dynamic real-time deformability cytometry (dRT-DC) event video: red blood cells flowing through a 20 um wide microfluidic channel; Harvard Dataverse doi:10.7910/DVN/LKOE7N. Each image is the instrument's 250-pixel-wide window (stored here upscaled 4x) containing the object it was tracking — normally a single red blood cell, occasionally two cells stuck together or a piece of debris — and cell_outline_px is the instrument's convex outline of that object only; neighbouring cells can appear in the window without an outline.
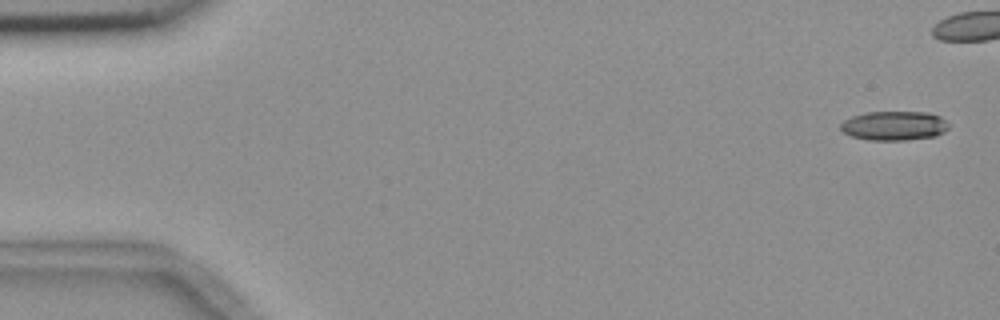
{"species": "common noctule bat (a hibernating species)", "species_latin": "Nyctalus noctula", "temperature_condition": "room temperature", "stored_images_in_passage": 44, "camera_frame_rate_fps": 3000, "um_per_image_px": 0.085, "animal": {"sex": "female", "body_mass_g": 18.4}, "frame": {"image": 1, "passage_image": 2, "time_ms": 0.333, "image_size_px": [1000, 320], "cell_outline_px": [[948, 128], [944, 132], [936, 136], [908, 140], [868, 140], [852, 136], [844, 132], [840, 128], [840, 124], [844, 120], [852, 116], [864, 112], [928, 112], [940, 116], [948, 124]], "centroid_in_image_um": [76.0, 10.68], "position_along_channel_um": 9.0, "area_um2": 18.5}}
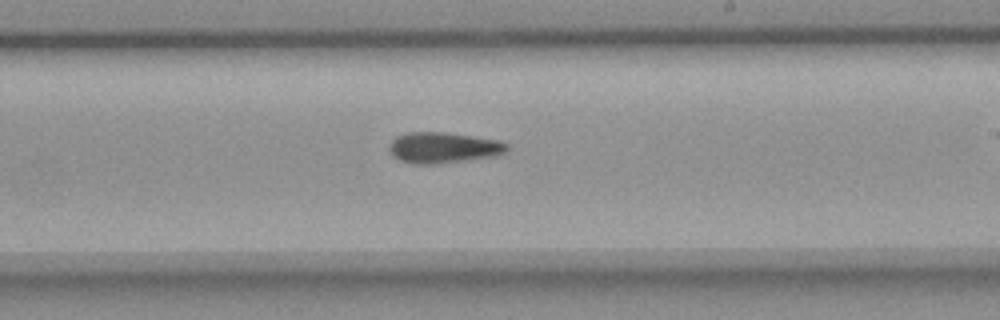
{"frame": {"image": 2, "passage_image": 33, "time_ms": 10.667, "image_size_px": [1000, 320], "cell_outline_px": [[508, 148], [504, 152], [492, 156], [432, 164], [412, 164], [400, 160], [392, 156], [388, 148], [388, 144], [396, 136], [404, 132], [444, 132], [500, 140], [508, 144]], "centroid_in_image_um": [37.61, 12.53], "position_along_channel_um": 251.4, "area_um2": 21.1}}
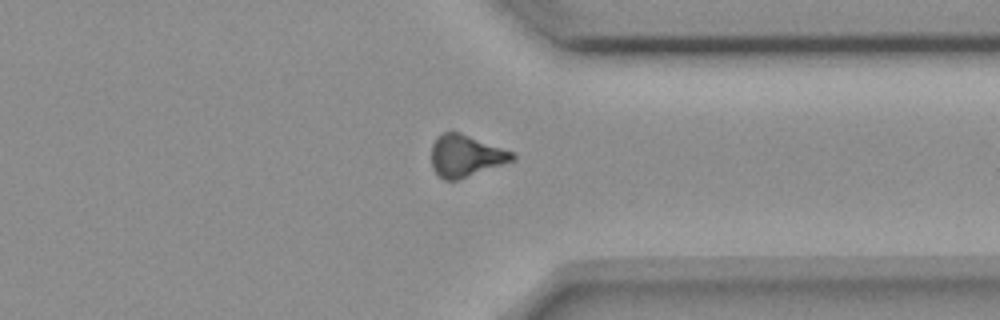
{"frame": {"image": 3, "passage_image": 43, "time_ms": 14.0, "image_size_px": [1000, 320], "cell_outline_px": [[516, 160], [456, 180], [444, 180], [432, 168], [432, 144], [436, 136], [452, 128], [516, 152]], "centroid_in_image_um": [39.62, 13.18], "position_along_channel_um": 371.8, "area_um2": 20.35}}